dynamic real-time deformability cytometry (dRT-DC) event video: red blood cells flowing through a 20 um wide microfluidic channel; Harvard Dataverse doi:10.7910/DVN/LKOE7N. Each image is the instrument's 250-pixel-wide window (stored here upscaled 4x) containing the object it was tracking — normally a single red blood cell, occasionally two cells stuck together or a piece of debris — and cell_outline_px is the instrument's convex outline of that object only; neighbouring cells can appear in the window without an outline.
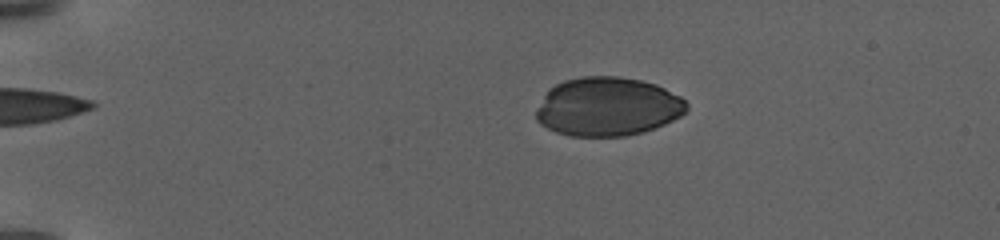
{"species": "human", "species_latin": "Homo sapiens", "temperature_condition": "warm", "stored_images_in_passage": 29, "camera_frame_rate_fps": 3000, "um_per_image_px": 0.085, "donor": {"sex": "female"}, "frame": {"image": 1, "passage_image": 15, "time_ms": 5.0, "image_size_px": [1000, 240], "cell_outline_px": [[688, 108], [680, 116], [664, 124], [644, 132], [624, 136], [572, 136], [556, 132], [540, 124], [536, 120], [536, 108], [548, 88], [564, 80], [580, 76], [620, 76], [640, 80], [656, 84], [680, 96], [688, 104]], "centroid_in_image_um": [51.62, 9.06], "position_along_channel_um": 33.4, "area_um2": 51.79}}